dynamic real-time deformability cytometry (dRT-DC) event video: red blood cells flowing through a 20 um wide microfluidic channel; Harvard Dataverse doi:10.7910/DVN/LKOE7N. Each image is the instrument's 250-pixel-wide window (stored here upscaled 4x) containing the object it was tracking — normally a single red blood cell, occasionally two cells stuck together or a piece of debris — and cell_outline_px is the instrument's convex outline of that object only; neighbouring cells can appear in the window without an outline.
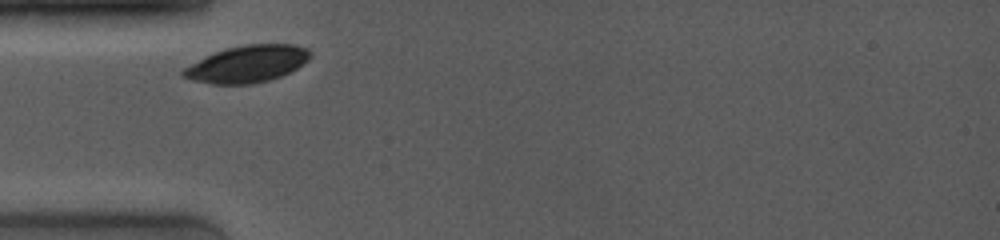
{"species": "common noctule bat (a hibernating species)", "species_latin": "Nyctalus noctula", "temperature_condition": "room temperature", "stored_images_in_passage": 12, "camera_frame_rate_fps": 4000, "um_per_image_px": 0.085, "animal": {"sex": "female", "body_mass_g": 19.0, "forearm_length_mm": 53.3}, "frame": {"image": 1, "passage_image": 1, "time_ms": 0.0, "image_size_px": [1000, 240], "cell_outline_px": [[308, 60], [296, 68], [280, 76], [268, 80], [252, 84], [212, 84], [192, 80], [180, 76], [180, 72], [184, 68], [204, 56], [224, 48], [248, 44], [292, 44], [308, 48]], "centroid_in_image_um": [20.95, 5.43], "position_along_channel_um": 64.1, "area_um2": 27.22}}
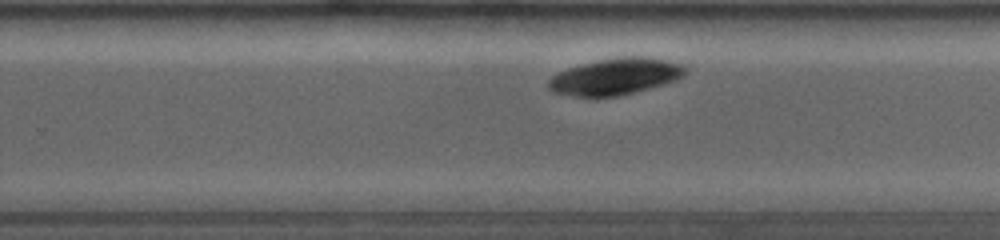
{"frame": {"image": 2, "passage_image": 9, "time_ms": 5.75, "image_size_px": [1000, 240], "cell_outline_px": [[688, 72], [684, 76], [676, 80], [664, 84], [616, 96], [576, 96], [552, 92], [548, 88], [548, 80], [552, 76], [568, 68], [580, 64], [596, 60], [616, 56], [648, 56], [688, 64]], "centroid_in_image_um": [52.38, 6.47], "position_along_channel_um": 277.4, "area_um2": 29.48}}
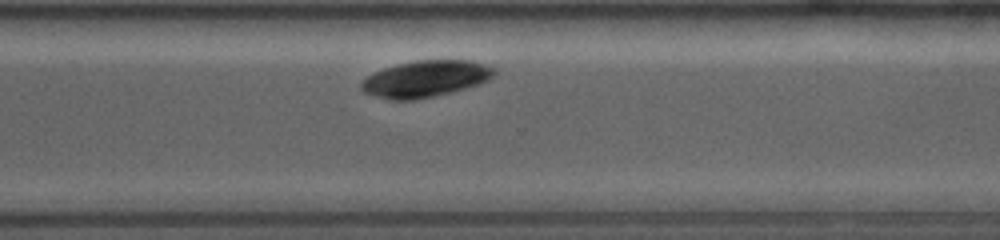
{"frame": {"image": 3, "passage_image": 12, "time_ms": 7.25, "image_size_px": [1000, 240], "cell_outline_px": [[496, 76], [480, 84], [452, 92], [412, 100], [392, 100], [376, 96], [364, 92], [360, 88], [360, 84], [368, 76], [384, 68], [396, 64], [416, 60], [472, 60], [496, 68]], "centroid_in_image_um": [36.22, 6.69], "position_along_channel_um": 334.4, "area_um2": 28.32}}